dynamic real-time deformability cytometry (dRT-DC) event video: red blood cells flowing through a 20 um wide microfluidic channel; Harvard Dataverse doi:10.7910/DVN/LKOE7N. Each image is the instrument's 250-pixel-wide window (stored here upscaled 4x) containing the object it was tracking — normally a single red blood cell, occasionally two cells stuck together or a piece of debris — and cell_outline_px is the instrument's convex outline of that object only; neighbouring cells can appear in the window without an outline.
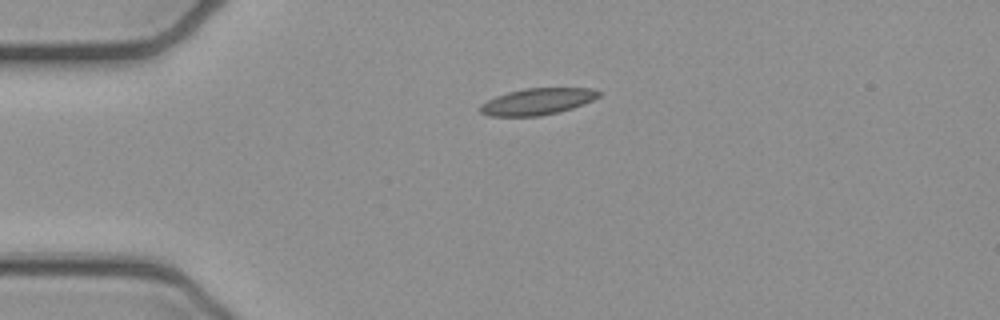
{"species": "common noctule bat (a hibernating species)", "species_latin": "Nyctalus noctula", "temperature_condition": "cold", "stored_images_in_passage": 2, "camera_frame_rate_fps": 3000, "um_per_image_px": 0.085, "animal": {"sex": "female", "body_mass_g": 21.9}, "frame": {"image": 1, "passage_image": 1, "time_ms": 0.0, "image_size_px": [1000, 320], "cell_outline_px": [[600, 96], [584, 104], [572, 108], [540, 116], [488, 116], [480, 112], [480, 104], [496, 96], [508, 92], [524, 88], [596, 88], [600, 92]], "centroid_in_image_um": [45.68, 8.62], "position_along_channel_um": 39.3, "area_um2": 18.32}}